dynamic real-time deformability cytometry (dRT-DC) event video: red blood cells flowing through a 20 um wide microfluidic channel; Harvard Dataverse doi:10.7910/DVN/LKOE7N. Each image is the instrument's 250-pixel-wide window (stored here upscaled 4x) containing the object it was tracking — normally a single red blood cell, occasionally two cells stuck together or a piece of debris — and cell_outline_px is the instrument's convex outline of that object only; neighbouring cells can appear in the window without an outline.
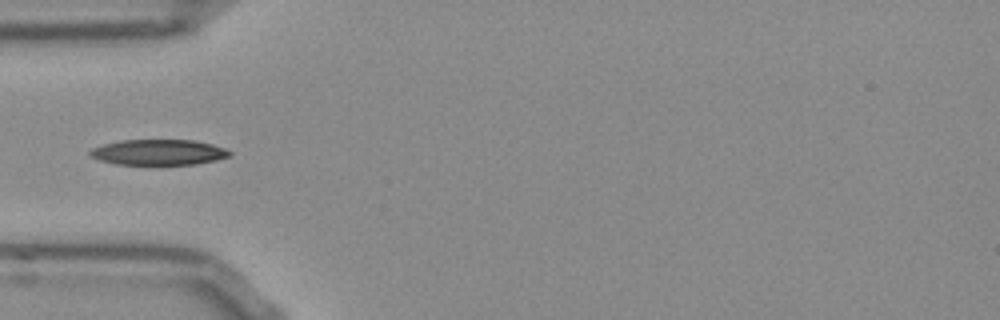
{"species": "Egyptian fruit bat (a non-hibernating species)", "species_latin": "Rousettus aegyptiacus", "temperature_condition": "room temperature", "stored_images_in_passage": 37, "camera_frame_rate_fps": 3000, "um_per_image_px": 0.085, "frame": {"image": 1, "passage_image": 1, "time_ms": 0.0, "image_size_px": [1000, 320], "cell_outline_px": [[232, 156], [216, 160], [196, 164], [116, 164], [100, 160], [92, 156], [88, 152], [92, 148], [104, 144], [120, 140], [192, 140], [212, 144], [224, 148], [232, 152]], "centroid_in_image_um": [13.51, 12.94], "position_along_channel_um": 71.5, "area_um2": 20.69}}
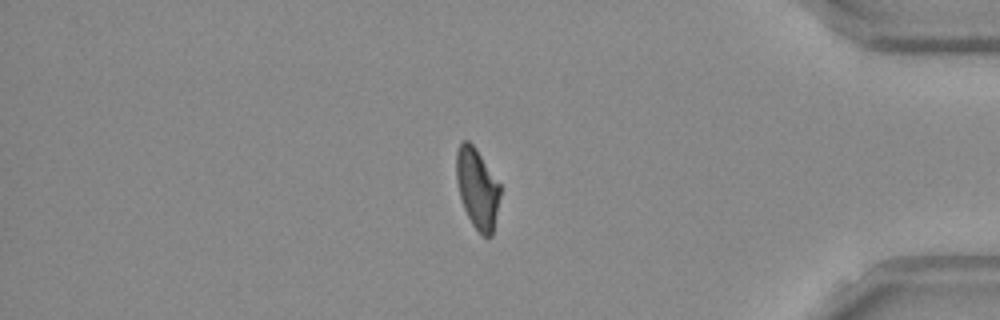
{"frame": {"image": 2, "passage_image": 29, "time_ms": 9.333, "image_size_px": [1000, 320], "cell_outline_px": [[500, 196], [492, 236], [484, 236], [472, 224], [464, 208], [460, 196], [456, 180], [456, 152], [460, 144], [464, 140], [468, 140], [476, 148], [500, 184]], "centroid_in_image_um": [40.56, 15.99], "position_along_channel_um": 394.6, "area_um2": 20.29}}
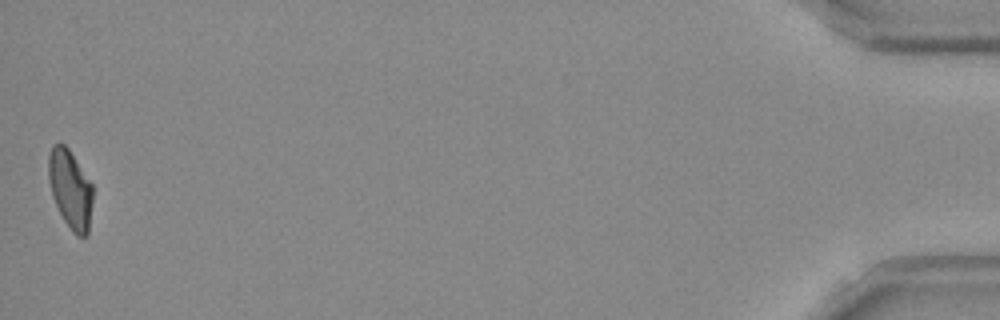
{"frame": {"image": 3, "passage_image": 37, "time_ms": 12.0, "image_size_px": [1000, 320], "cell_outline_px": [[92, 200], [88, 236], [76, 236], [72, 232], [64, 220], [52, 196], [48, 180], [48, 156], [52, 144], [64, 144], [68, 148], [92, 184]], "centroid_in_image_um": [5.96, 16.09], "position_along_channel_um": 429.2, "area_um2": 20.23}}